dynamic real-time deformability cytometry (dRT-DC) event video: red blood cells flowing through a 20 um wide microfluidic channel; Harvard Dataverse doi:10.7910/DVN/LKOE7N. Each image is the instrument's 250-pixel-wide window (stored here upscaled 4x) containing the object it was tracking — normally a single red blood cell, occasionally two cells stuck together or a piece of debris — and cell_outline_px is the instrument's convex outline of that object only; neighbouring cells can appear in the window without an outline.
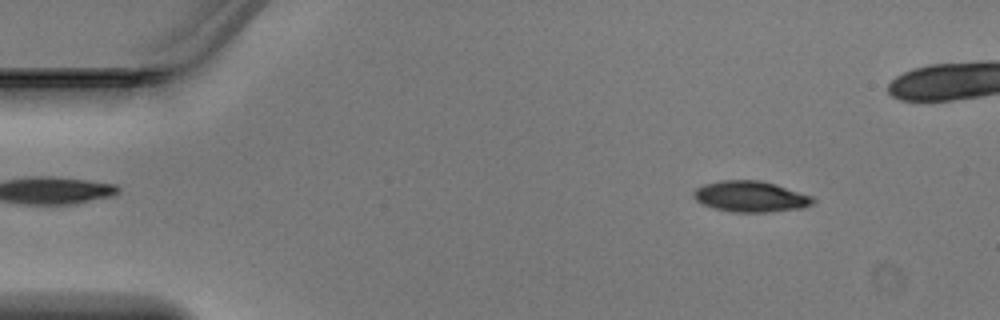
{"species": "Egyptian fruit bat (a non-hibernating species)", "species_latin": "Rousettus aegyptiacus", "temperature_condition": "warm", "stored_images_in_passage": 47, "camera_frame_rate_fps": 3000, "um_per_image_px": 0.085, "animal": {"sex": "male"}, "frame": {"image": 1, "passage_image": 5, "time_ms": 1.333, "image_size_px": [1000, 320], "cell_outline_px": [[816, 200], [812, 204], [800, 208], [764, 212], [732, 212], [712, 208], [696, 200], [692, 196], [692, 192], [696, 188], [704, 184], [720, 180], [760, 180], [776, 184], [812, 196]], "centroid_in_image_um": [63.76, 16.7], "position_along_channel_um": 21.2, "area_um2": 21.5}}
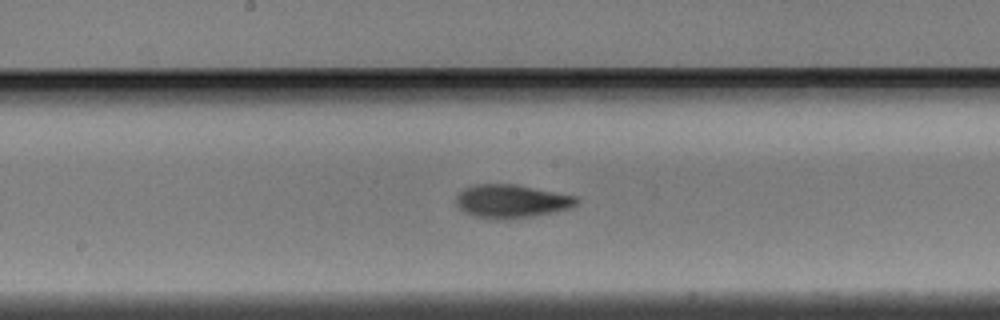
{"frame": {"image": 2, "passage_image": 24, "time_ms": 7.667, "image_size_px": [1000, 320], "cell_outline_px": [[580, 200], [576, 204], [568, 208], [552, 212], [532, 216], [476, 216], [464, 212], [456, 204], [456, 196], [464, 188], [476, 184], [516, 184], [576, 196]], "centroid_in_image_um": [43.48, 17.04], "position_along_channel_um": 204.7, "area_um2": 22.43}}
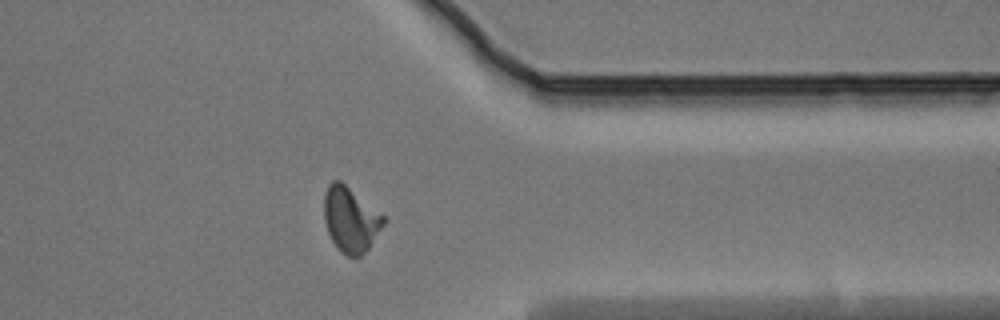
{"frame": {"image": 3, "passage_image": 37, "time_ms": 12.0, "image_size_px": [1000, 320], "cell_outline_px": [[388, 220], [368, 248], [360, 256], [348, 256], [340, 252], [332, 240], [328, 232], [324, 220], [324, 192], [328, 184], [332, 180], [340, 180], [384, 216]], "centroid_in_image_um": [29.79, 18.65], "position_along_channel_um": 381.6, "area_um2": 22.48}}